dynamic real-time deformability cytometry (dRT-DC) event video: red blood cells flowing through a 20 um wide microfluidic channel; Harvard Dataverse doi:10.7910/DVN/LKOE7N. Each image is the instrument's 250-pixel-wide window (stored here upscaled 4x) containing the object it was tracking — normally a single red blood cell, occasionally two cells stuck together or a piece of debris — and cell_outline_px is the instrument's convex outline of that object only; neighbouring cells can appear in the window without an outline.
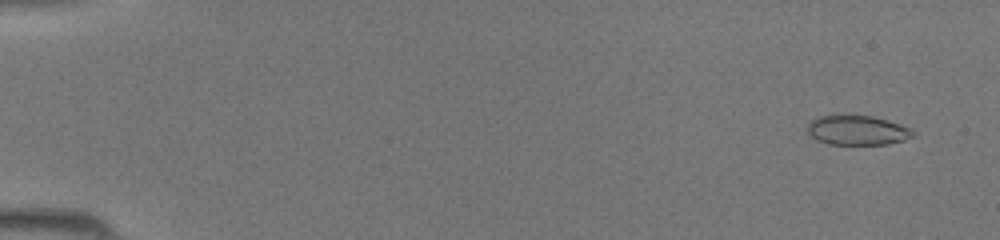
{"species": "common noctule bat (a hibernating species)", "species_latin": "Nyctalus noctula", "temperature_condition": "room temperature", "stored_images_in_passage": 16, "camera_frame_rate_fps": 3000, "um_per_image_px": 0.085, "animal": {"sex": "female", "body_mass_g": 19.5, "forearm_length_mm": 54.1}, "frame": {"image": 1, "passage_image": 3, "time_ms": 0.667, "image_size_px": [1000, 240], "cell_outline_px": [[916, 132], [912, 136], [904, 140], [888, 144], [828, 144], [816, 140], [808, 132], [808, 124], [816, 116], [836, 112], [872, 116], [888, 120], [912, 128]], "centroid_in_image_um": [72.84, 11.02], "position_along_channel_um": 12.2, "area_um2": 18.9}}
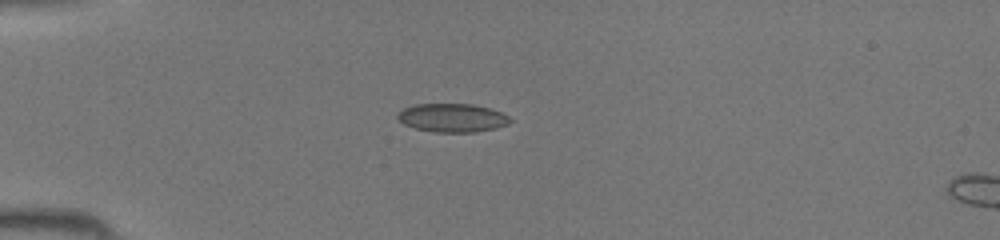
{"frame": {"image": 2, "passage_image": 13, "time_ms": 4.0, "image_size_px": [1000, 240], "cell_outline_px": [[512, 120], [508, 124], [496, 128], [476, 132], [432, 132], [416, 128], [404, 124], [396, 116], [396, 112], [404, 108], [416, 104], [472, 104], [488, 108], [500, 112], [508, 116]], "centroid_in_image_um": [38.43, 10.01], "position_along_channel_um": 46.6, "area_um2": 18.67}}